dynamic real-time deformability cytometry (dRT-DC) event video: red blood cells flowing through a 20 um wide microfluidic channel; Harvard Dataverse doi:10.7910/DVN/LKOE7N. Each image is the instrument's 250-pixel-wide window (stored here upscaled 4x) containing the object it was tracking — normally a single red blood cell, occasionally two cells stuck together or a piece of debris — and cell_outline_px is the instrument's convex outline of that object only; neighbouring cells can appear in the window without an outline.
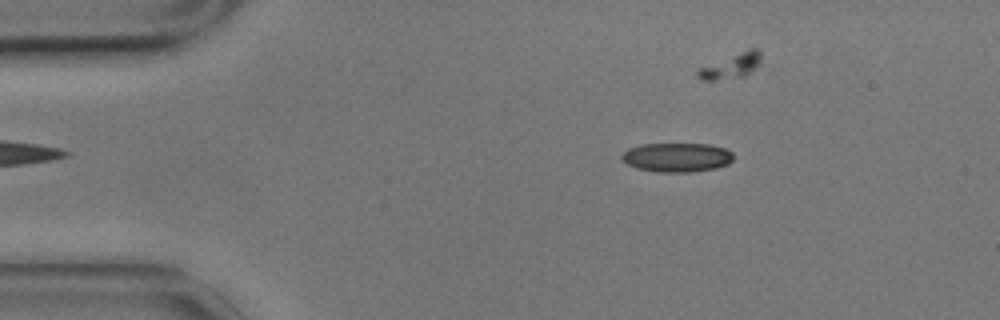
{"species": "common noctule bat (a hibernating species)", "species_latin": "Nyctalus noctula", "temperature_condition": "cold", "stored_images_in_passage": 11, "camera_frame_rate_fps": 3000, "um_per_image_px": 0.085, "animal": {"sex": "male", "body_mass_g": 17.9}, "frame": {"image": 1, "passage_image": 2, "time_ms": 0.333, "image_size_px": [1000, 320], "cell_outline_px": [[736, 156], [728, 164], [716, 168], [692, 172], [656, 172], [636, 168], [620, 160], [620, 156], [628, 148], [640, 144], [708, 144], [724, 148], [732, 152]], "centroid_in_image_um": [57.53, 13.38], "position_along_channel_um": 27.5, "area_um2": 19.19}}